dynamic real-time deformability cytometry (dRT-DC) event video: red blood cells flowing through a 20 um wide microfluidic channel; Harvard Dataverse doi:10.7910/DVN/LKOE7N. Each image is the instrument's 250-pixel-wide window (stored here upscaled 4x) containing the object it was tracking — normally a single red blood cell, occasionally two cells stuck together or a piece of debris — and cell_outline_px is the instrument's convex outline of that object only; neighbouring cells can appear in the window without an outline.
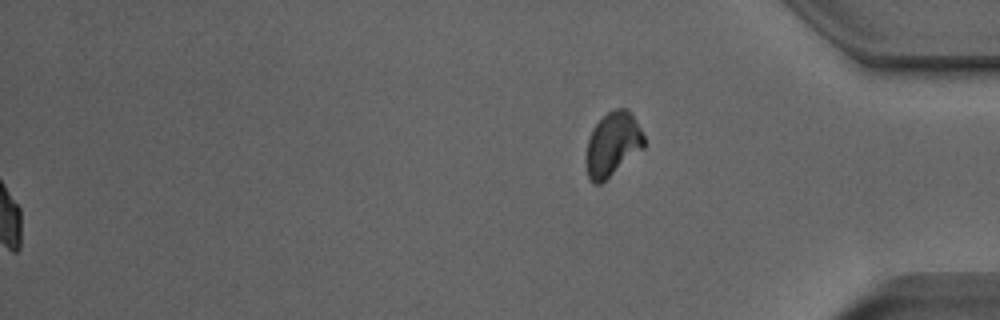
{"species": "Egyptian fruit bat (a non-hibernating species)", "species_latin": "Rousettus aegyptiacus", "temperature_condition": "room temperature", "stored_images_in_passage": 53, "segment_of_instrument_passage": [2, 2], "camera_frame_rate_fps": 3000, "um_per_image_px": 0.085, "animal": {"sex": "male"}, "frame": {"image": 1, "passage_image": 53, "time_ms": 17.333, "image_size_px": [1000, 320], "cell_outline_px": [[644, 148], [600, 184], [592, 184], [588, 176], [584, 160], [588, 140], [596, 124], [608, 112], [616, 108], [628, 108], [636, 120], [644, 136]], "centroid_in_image_um": [52.06, 12.27], "position_along_channel_um": 383.1, "area_um2": 21.56}}